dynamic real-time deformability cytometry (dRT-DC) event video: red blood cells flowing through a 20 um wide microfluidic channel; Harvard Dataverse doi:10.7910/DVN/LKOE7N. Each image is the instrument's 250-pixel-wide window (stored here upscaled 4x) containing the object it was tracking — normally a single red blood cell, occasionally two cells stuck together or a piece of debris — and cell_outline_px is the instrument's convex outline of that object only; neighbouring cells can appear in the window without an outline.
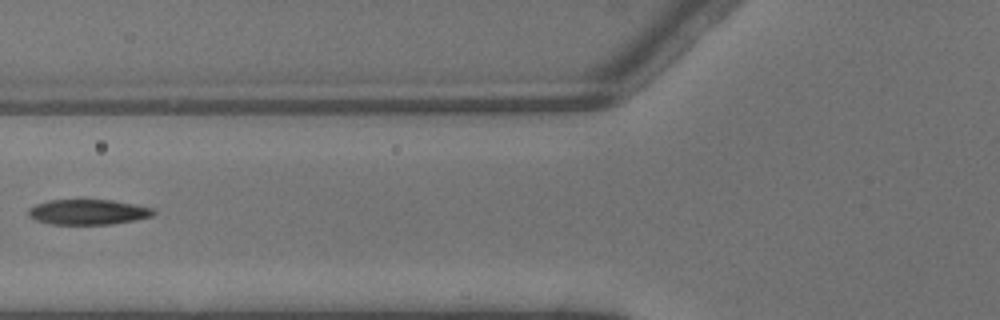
{"species": "common noctule bat (a hibernating species)", "species_latin": "Nyctalus noctula", "temperature_condition": "warm", "stored_images_in_passage": 2, "camera_frame_rate_fps": 3000, "um_per_image_px": 0.085, "animal": {"sex": "male", "body_mass_g": 13.3}, "frame": {"image": 1, "passage_image": 2, "time_ms": 0.333, "image_size_px": [1000, 320], "cell_outline_px": [[156, 212], [152, 216], [112, 224], [52, 224], [36, 220], [28, 216], [28, 208], [36, 204], [48, 200], [112, 200], [136, 204], [152, 208]], "centroid_in_image_um": [7.47, 18.01], "position_along_channel_um": 118.3, "area_um2": 18.32}}